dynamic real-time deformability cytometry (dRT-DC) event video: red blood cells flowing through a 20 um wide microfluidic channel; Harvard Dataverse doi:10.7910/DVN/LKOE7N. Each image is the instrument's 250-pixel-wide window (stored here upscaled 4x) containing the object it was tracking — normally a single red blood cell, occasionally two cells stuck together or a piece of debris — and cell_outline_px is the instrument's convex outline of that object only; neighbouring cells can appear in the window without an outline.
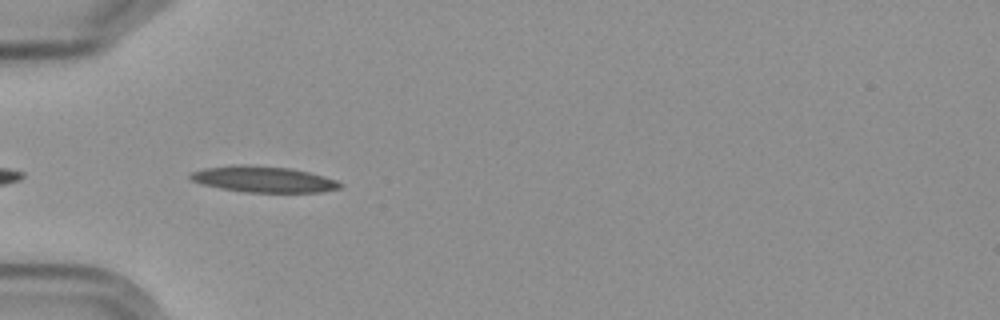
{"species": "Egyptian fruit bat (a non-hibernating species)", "species_latin": "Rousettus aegyptiacus", "temperature_condition": "cold", "stored_images_in_passage": 11, "camera_frame_rate_fps": 3000, "um_per_image_px": 0.085, "frame": {"image": 1, "passage_image": 5, "time_ms": 5.333, "image_size_px": [1000, 320], "cell_outline_px": [[344, 184], [340, 188], [320, 192], [244, 192], [220, 188], [204, 184], [192, 180], [188, 176], [192, 172], [204, 168], [240, 164], [244, 164], [288, 168], [308, 172], [324, 176], [336, 180]], "centroid_in_image_um": [22.4, 15.24], "position_along_channel_um": 62.6, "area_um2": 22.54}}
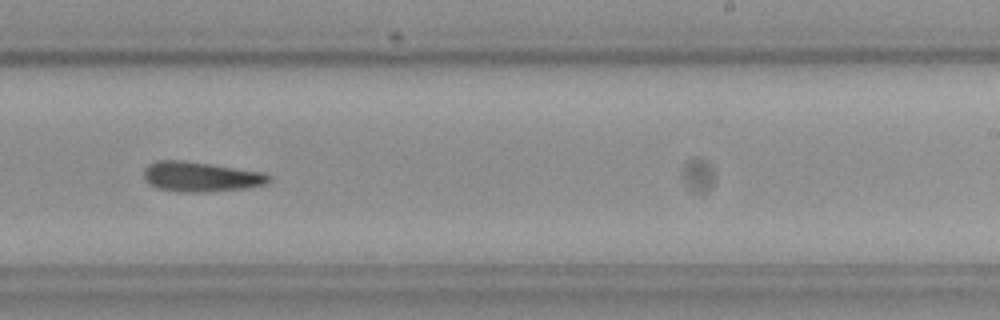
{"frame": {"image": 2, "passage_image": 10, "time_ms": 11.333, "image_size_px": [1000, 320], "cell_outline_px": [[272, 180], [268, 184], [244, 188], [208, 192], [176, 192], [156, 188], [148, 184], [144, 180], [144, 168], [148, 164], [156, 160], [180, 160], [212, 164], [264, 172], [272, 176]], "centroid_in_image_um": [17.06, 15.02], "position_along_channel_um": 271.9, "area_um2": 22.25}}
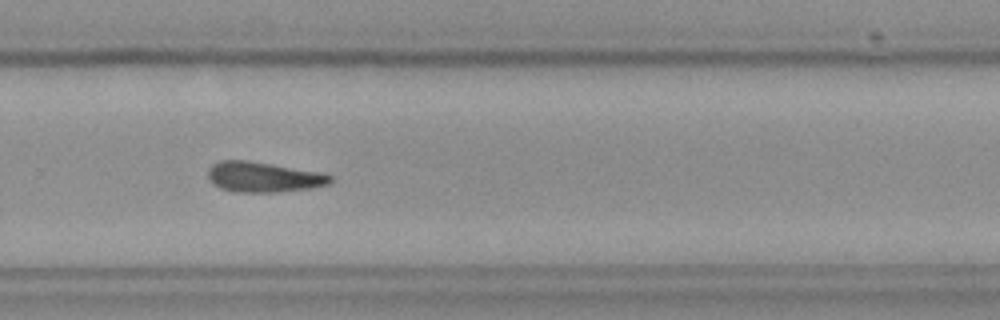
{"frame": {"image": 3, "passage_image": 11, "time_ms": 12.333, "image_size_px": [1000, 320], "cell_outline_px": [[332, 180], [328, 184], [308, 188], [276, 192], [236, 192], [220, 188], [212, 184], [208, 180], [208, 168], [212, 164], [220, 160], [248, 160], [320, 172], [332, 176]], "centroid_in_image_um": [22.32, 15.04], "position_along_channel_um": 307.5, "area_um2": 21.56}}